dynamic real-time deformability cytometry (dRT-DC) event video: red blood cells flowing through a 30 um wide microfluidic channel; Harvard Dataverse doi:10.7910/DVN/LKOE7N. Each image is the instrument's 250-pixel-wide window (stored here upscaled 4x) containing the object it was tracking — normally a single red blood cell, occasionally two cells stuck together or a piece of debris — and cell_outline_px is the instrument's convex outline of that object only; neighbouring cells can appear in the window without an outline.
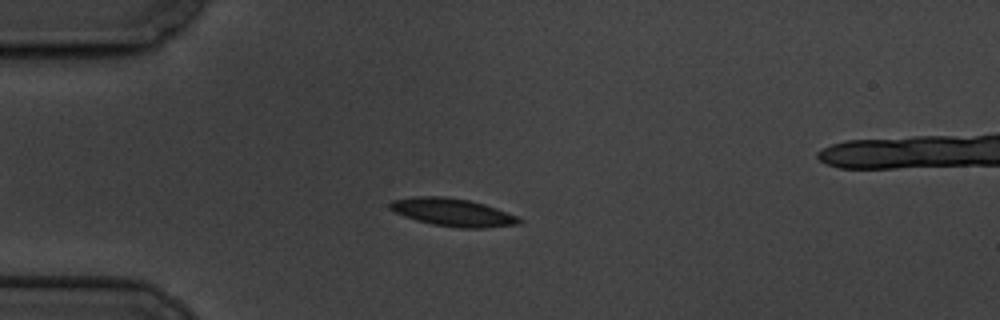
{"species": "common noctule bat (a hibernating species)", "species_latin": "Nyctalus noctula", "temperature_condition": "cold", "stored_images_in_passage": 6, "camera_frame_rate_fps": 3000, "um_per_image_px": 0.085, "animal": {"sex": "male", "body_mass_g": 19.5, "forearm_length_mm": 54.6}, "frame": {"image": 1, "passage_image": 4, "time_ms": 3.333, "image_size_px": [1000, 320], "cell_outline_px": [[524, 220], [520, 224], [484, 228], [460, 228], [432, 224], [416, 220], [404, 216], [388, 208], [388, 204], [392, 200], [412, 196], [444, 196], [468, 200], [484, 204], [496, 208], [516, 216]], "centroid_in_image_um": [38.46, 18.04], "position_along_channel_um": 46.5, "area_um2": 20.98}}
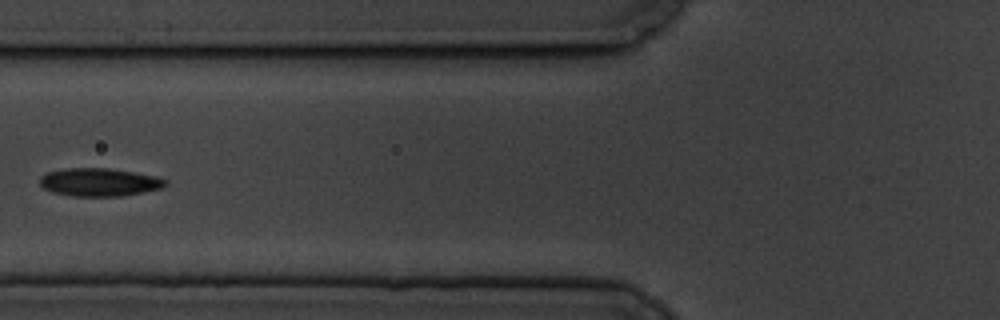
{"frame": {"image": 2, "passage_image": 6, "time_ms": 6.0, "image_size_px": [1000, 320], "cell_outline_px": [[168, 184], [164, 188], [144, 192], [120, 196], [68, 196], [52, 192], [44, 188], [40, 184], [40, 176], [48, 172], [64, 168], [108, 168], [156, 176], [168, 180]], "centroid_in_image_um": [8.46, 15.49], "position_along_channel_um": 117.3, "area_um2": 20.69}}